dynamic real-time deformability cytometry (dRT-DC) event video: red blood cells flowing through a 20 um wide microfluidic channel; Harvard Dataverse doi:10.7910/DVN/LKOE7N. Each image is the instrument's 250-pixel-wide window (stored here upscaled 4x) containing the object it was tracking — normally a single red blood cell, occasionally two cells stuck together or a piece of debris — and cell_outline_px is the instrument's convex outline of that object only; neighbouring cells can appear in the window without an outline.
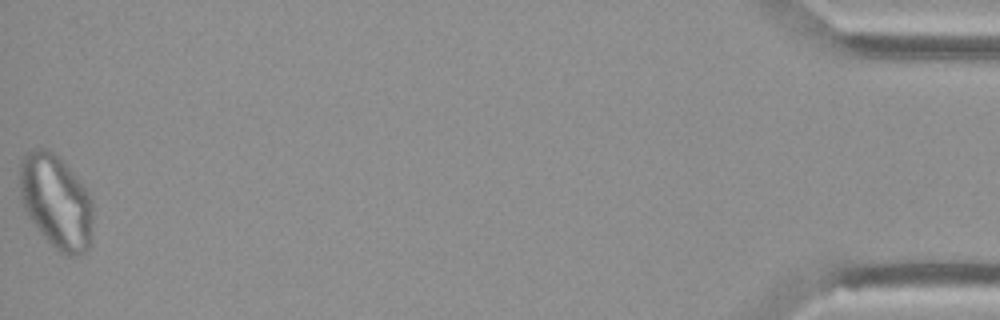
{"species": "Egyptian fruit bat (a non-hibernating species)", "species_latin": "Rousettus aegyptiacus", "temperature_condition": "cold", "stored_images_in_passage": 46, "camera_frame_rate_fps": 3000, "um_per_image_px": 0.085, "animal": {"sex": "female"}, "frame": {"image": 1, "passage_image": 46, "time_ms": 15.0, "image_size_px": [1000, 320], "cell_outline_px": [[92, 232], [88, 248], [84, 252], [72, 256], [68, 256], [60, 252], [36, 228], [20, 204], [20, 160], [24, 152], [32, 148], [44, 148], [52, 152], [76, 176], [88, 192], [92, 200]], "centroid_in_image_um": [4.74, 17.12], "position_along_channel_um": 430.5, "area_um2": 40.11}}